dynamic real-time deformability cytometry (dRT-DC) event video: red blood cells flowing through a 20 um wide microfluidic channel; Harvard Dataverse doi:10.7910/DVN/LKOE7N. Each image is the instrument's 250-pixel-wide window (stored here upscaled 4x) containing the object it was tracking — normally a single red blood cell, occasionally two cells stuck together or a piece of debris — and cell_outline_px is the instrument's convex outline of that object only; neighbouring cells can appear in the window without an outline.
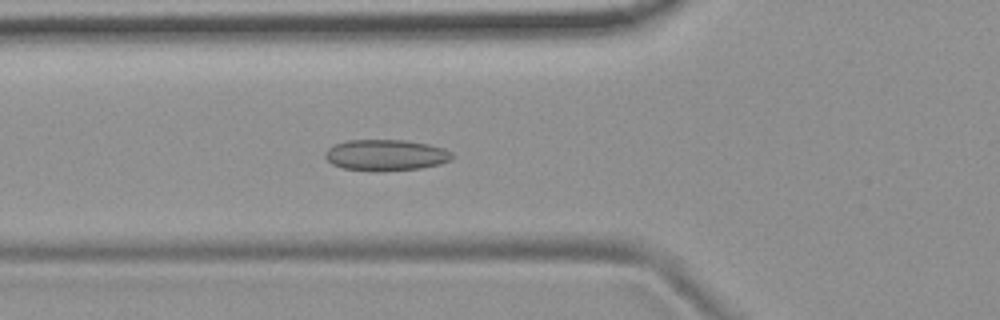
{"species": "common noctule bat (a hibernating species)", "species_latin": "Nyctalus noctula", "temperature_condition": "room temperature", "stored_images_in_passage": 46, "camera_frame_rate_fps": 3000, "um_per_image_px": 0.085, "animal": {"sex": "female", "body_mass_g": 19.9}, "frame": {"image": 1, "passage_image": 10, "time_ms": 3.0, "image_size_px": [1000, 320], "cell_outline_px": [[452, 156], [448, 160], [440, 164], [420, 168], [380, 172], [376, 172], [344, 168], [332, 164], [324, 156], [324, 152], [328, 148], [344, 140], [404, 140], [428, 144], [444, 148], [452, 152]], "centroid_in_image_um": [32.76, 13.19], "position_along_channel_um": 93.0, "area_um2": 23.12}}
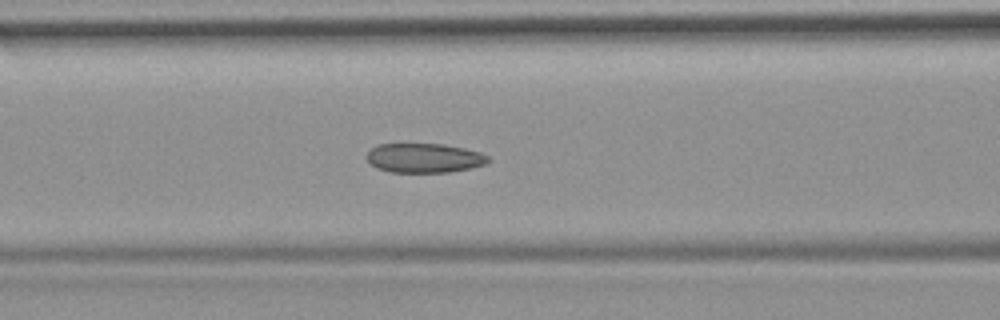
{"frame": {"image": 2, "passage_image": 13, "time_ms": 4.0, "image_size_px": [1000, 320], "cell_outline_px": [[488, 160], [484, 164], [472, 168], [448, 172], [388, 172], [376, 168], [364, 156], [376, 144], [444, 144], [464, 148], [480, 152], [488, 156]], "centroid_in_image_um": [36.02, 13.43], "position_along_channel_um": 130.6, "area_um2": 20.81}}
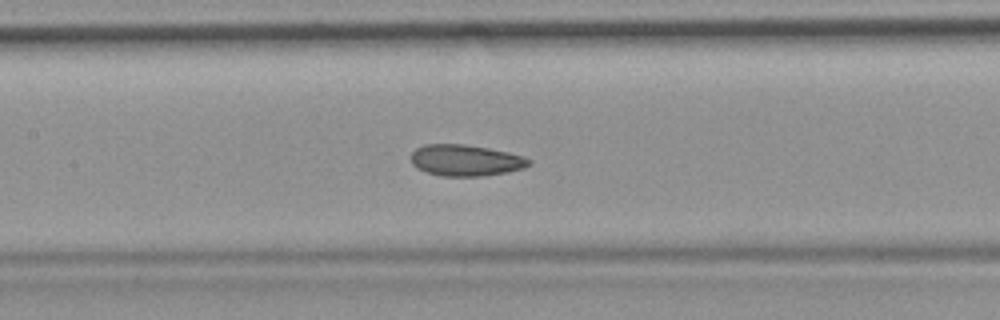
{"frame": {"image": 3, "passage_image": 16, "time_ms": 5.0, "image_size_px": [1000, 320], "cell_outline_px": [[532, 164], [524, 168], [508, 172], [480, 176], [440, 176], [416, 168], [412, 164], [412, 152], [416, 148], [424, 144], [464, 144], [488, 148], [508, 152], [524, 156], [532, 160]], "centroid_in_image_um": [39.6, 13.63], "position_along_channel_um": 167.8, "area_um2": 21.62}, "authors_computed_cell_mechanics": {"area_um2": 21.5016, "velocity_mm_per_s": 3.7252, "shape_relaxation_time_tau1_ms": null, "shape_relaxation_time_tau2_ms": 2.6849, "deformation_change_tau1": null, "deformation_change_tau2": 0.0823}}